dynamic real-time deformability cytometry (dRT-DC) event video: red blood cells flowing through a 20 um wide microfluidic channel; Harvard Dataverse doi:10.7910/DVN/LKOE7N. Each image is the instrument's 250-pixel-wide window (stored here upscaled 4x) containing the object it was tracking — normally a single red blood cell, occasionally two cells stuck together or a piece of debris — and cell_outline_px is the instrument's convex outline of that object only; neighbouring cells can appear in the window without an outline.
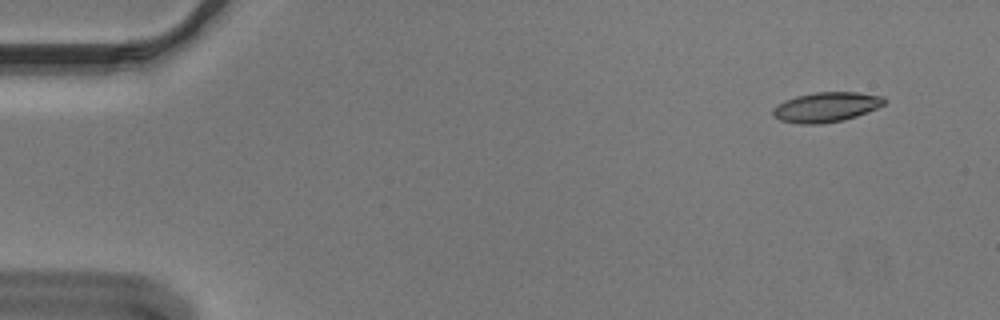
{"species": "Egyptian fruit bat (a non-hibernating species)", "species_latin": "Rousettus aegyptiacus", "temperature_condition": "cold", "stored_images_in_passage": 53, "camera_frame_rate_fps": 3000, "um_per_image_px": 0.085, "animal": {"sex": "male"}, "frame": {"image": 1, "passage_image": 2, "time_ms": 0.333, "image_size_px": [1000, 320], "cell_outline_px": [[888, 100], [884, 104], [876, 108], [856, 116], [844, 120], [820, 124], [800, 124], [780, 120], [772, 116], [772, 108], [784, 100], [796, 96], [816, 92], [856, 92], [884, 96]], "centroid_in_image_um": [70.21, 9.1], "position_along_channel_um": 14.8, "area_um2": 19.48}}
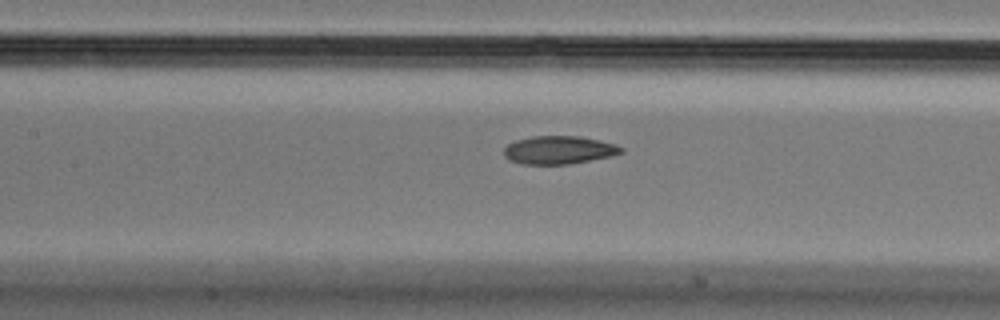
{"frame": {"image": 2, "passage_image": 23, "time_ms": 7.333, "image_size_px": [1000, 320], "cell_outline_px": [[624, 152], [612, 156], [568, 164], [520, 164], [508, 160], [504, 156], [504, 148], [508, 144], [516, 140], [532, 136], [580, 136], [600, 140], [616, 144], [624, 148]], "centroid_in_image_um": [47.51, 12.75], "position_along_channel_um": 159.9, "area_um2": 19.36}}
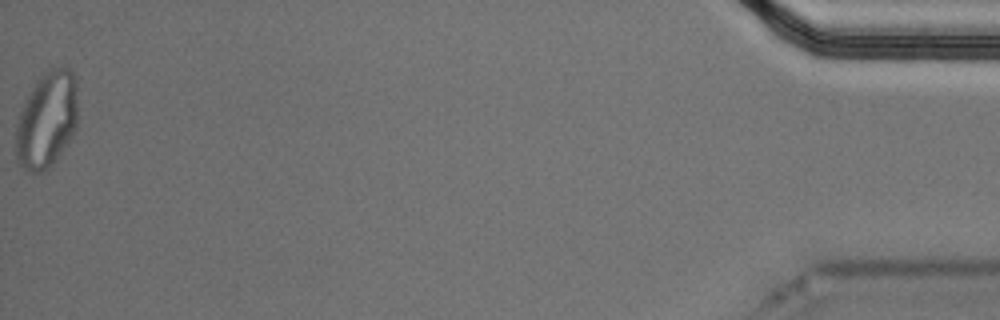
{"frame": {"image": 3, "passage_image": 53, "time_ms": 17.333, "image_size_px": [1000, 320], "cell_outline_px": [[76, 128], [72, 136], [52, 164], [44, 172], [24, 172], [16, 160], [16, 124], [20, 112], [32, 88], [48, 68], [68, 68], [72, 72], [76, 80]], "centroid_in_image_um": [3.96, 10.23], "position_along_channel_um": 431.2, "area_um2": 34.51}, "authors_computed_cell_mechanics": {"area_um2": 19.941, "velocity_mm_per_s": 3.6584, "shape_relaxation_time_tau1_ms": 7.9553, "shape_relaxation_time_tau2_ms": 2.3798, "deformation_change_tau1": 0.1961, "deformation_change_tau2": 0.0855}}